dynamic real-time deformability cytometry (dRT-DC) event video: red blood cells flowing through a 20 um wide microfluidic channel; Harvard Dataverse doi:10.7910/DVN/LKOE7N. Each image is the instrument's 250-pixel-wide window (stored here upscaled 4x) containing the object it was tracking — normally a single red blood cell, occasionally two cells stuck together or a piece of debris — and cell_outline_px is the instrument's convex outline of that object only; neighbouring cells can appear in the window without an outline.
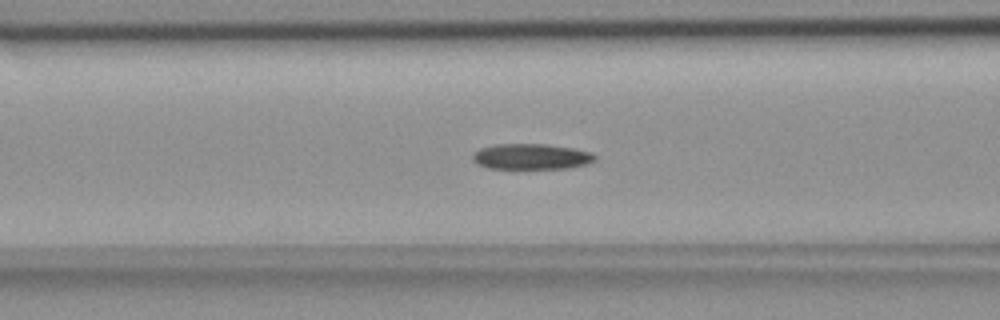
{"species": "common noctule bat (a hibernating species)", "species_latin": "Nyctalus noctula", "temperature_condition": "room temperature", "stored_images_in_passage": 49, "camera_frame_rate_fps": 3000, "um_per_image_px": 0.085, "animal": {"sex": "female", "body_mass_g": 18.4}, "frame": {"image": 1, "passage_image": 15, "time_ms": 4.667, "image_size_px": [1000, 320], "cell_outline_px": [[596, 160], [588, 164], [568, 168], [488, 168], [476, 164], [472, 160], [472, 156], [480, 148], [496, 144], [544, 144], [572, 148], [592, 152], [596, 156]], "centroid_in_image_um": [45.17, 13.31], "position_along_channel_um": 121.4, "area_um2": 18.26}}
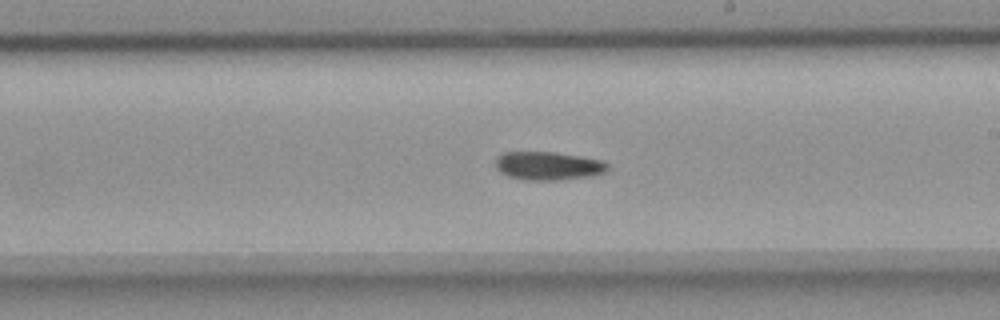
{"frame": {"image": 2, "passage_image": 25, "time_ms": 8.0, "image_size_px": [1000, 320], "cell_outline_px": [[608, 168], [604, 172], [592, 176], [560, 180], [524, 180], [508, 176], [500, 172], [496, 168], [496, 156], [504, 152], [556, 152], [580, 156], [600, 160], [608, 164]], "centroid_in_image_um": [46.57, 14.1], "position_along_channel_um": 242.4, "area_um2": 18.61}}
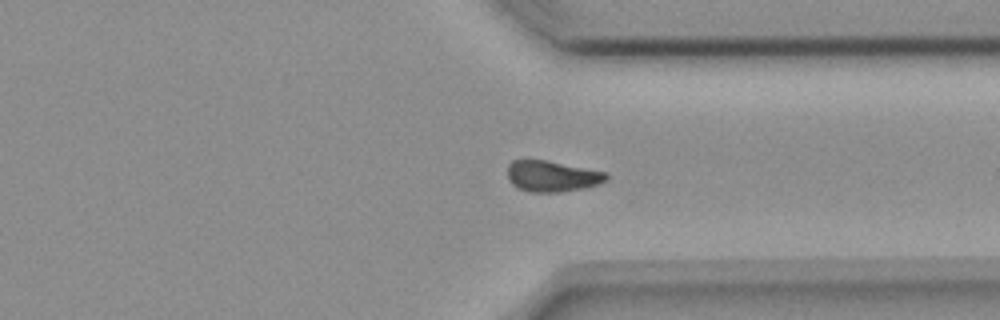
{"frame": {"image": 3, "passage_image": 35, "time_ms": 11.333, "image_size_px": [1000, 320], "cell_outline_px": [[608, 180], [600, 184], [584, 188], [560, 192], [528, 192], [516, 188], [508, 180], [508, 164], [512, 160], [548, 160], [604, 172], [608, 176]], "centroid_in_image_um": [46.9, 14.99], "position_along_channel_um": 364.5, "area_um2": 17.98}}